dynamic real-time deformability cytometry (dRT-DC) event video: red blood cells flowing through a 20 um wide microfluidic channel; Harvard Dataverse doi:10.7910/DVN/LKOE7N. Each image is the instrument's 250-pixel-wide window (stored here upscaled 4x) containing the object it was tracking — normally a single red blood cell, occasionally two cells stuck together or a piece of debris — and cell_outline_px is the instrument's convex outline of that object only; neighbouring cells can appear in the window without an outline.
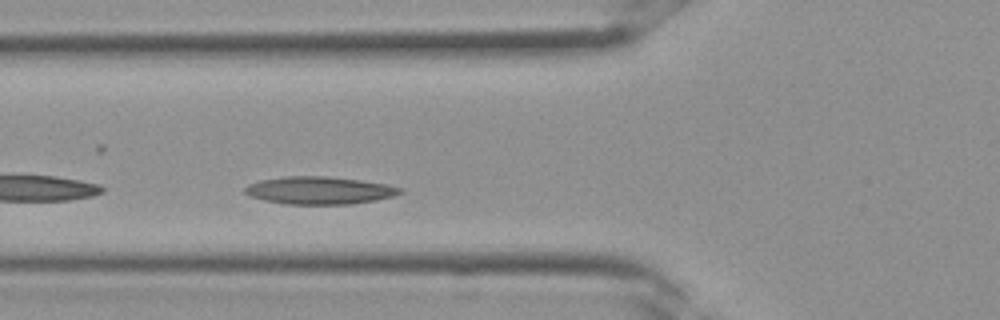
{"species": "Egyptian fruit bat (a non-hibernating species)", "species_latin": "Rousettus aegyptiacus", "temperature_condition": "room temperature", "stored_images_in_passage": 22, "camera_frame_rate_fps": 3000, "um_per_image_px": 0.085, "frame": {"image": 1, "passage_image": 6, "time_ms": 1.667, "image_size_px": [1000, 320], "cell_outline_px": [[404, 192], [392, 196], [376, 200], [352, 204], [284, 204], [264, 200], [252, 196], [244, 192], [244, 188], [248, 184], [260, 180], [288, 176], [324, 176], [360, 180], [384, 184], [400, 188]], "centroid_in_image_um": [27.12, 16.19], "position_along_channel_um": 98.7, "area_um2": 24.74}}
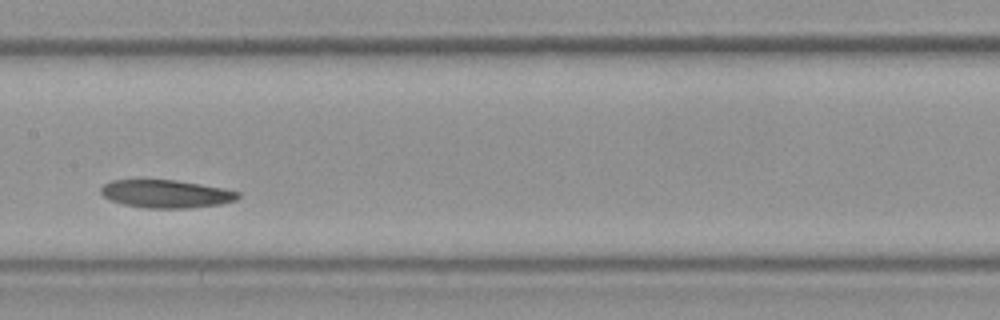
{"frame": {"image": 2, "passage_image": 11, "time_ms": 3.333, "image_size_px": [1000, 320], "cell_outline_px": [[240, 196], [236, 200], [220, 204], [192, 208], [148, 208], [124, 204], [112, 200], [104, 196], [100, 192], [100, 188], [104, 184], [112, 180], [176, 180], [224, 188], [240, 192]], "centroid_in_image_um": [14.15, 16.48], "position_along_channel_um": 193.3, "area_um2": 22.25}}
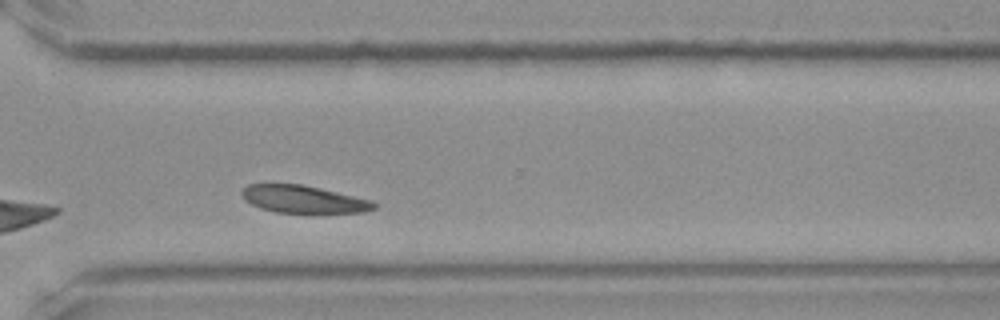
{"frame": {"image": 3, "passage_image": 19, "time_ms": 6.0, "image_size_px": [1000, 320], "cell_outline_px": [[376, 208], [364, 212], [316, 216], [308, 216], [276, 212], [260, 208], [244, 200], [240, 192], [248, 184], [304, 184], [372, 200], [376, 204]], "centroid_in_image_um": [25.85, 17.0], "position_along_channel_um": 344.7, "area_um2": 22.43}}